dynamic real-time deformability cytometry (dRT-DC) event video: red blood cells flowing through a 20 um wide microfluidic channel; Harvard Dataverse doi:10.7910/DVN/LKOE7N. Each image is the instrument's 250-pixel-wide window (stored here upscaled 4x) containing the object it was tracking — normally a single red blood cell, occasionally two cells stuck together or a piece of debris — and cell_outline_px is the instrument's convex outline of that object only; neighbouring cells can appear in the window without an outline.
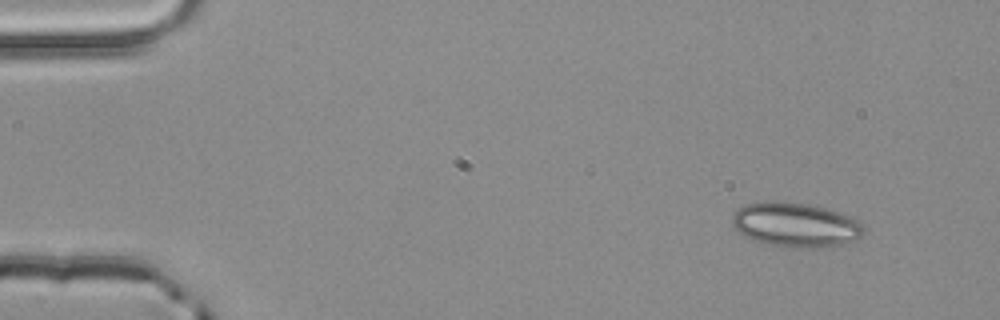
{"species": "common noctule bat (a hibernating species)", "species_latin": "Nyctalus noctula", "temperature_condition": "room temperature", "stored_images_in_passage": 4, "camera_frame_rate_fps": 3000, "um_per_image_px": 0.085, "animal": {"sex": "male", "body_mass_g": 20.4}, "frame": {"image": 1, "passage_image": 2, "time_ms": 0.333, "image_size_px": [1000, 320], "cell_outline_px": [[864, 232], [856, 240], [824, 248], [768, 244], [744, 236], [732, 224], [732, 212], [736, 208], [744, 204], [808, 204], [824, 208], [836, 212], [856, 220], [864, 228]], "centroid_in_image_um": [67.61, 19.14], "position_along_channel_um": 17.4, "area_um2": 32.66}}